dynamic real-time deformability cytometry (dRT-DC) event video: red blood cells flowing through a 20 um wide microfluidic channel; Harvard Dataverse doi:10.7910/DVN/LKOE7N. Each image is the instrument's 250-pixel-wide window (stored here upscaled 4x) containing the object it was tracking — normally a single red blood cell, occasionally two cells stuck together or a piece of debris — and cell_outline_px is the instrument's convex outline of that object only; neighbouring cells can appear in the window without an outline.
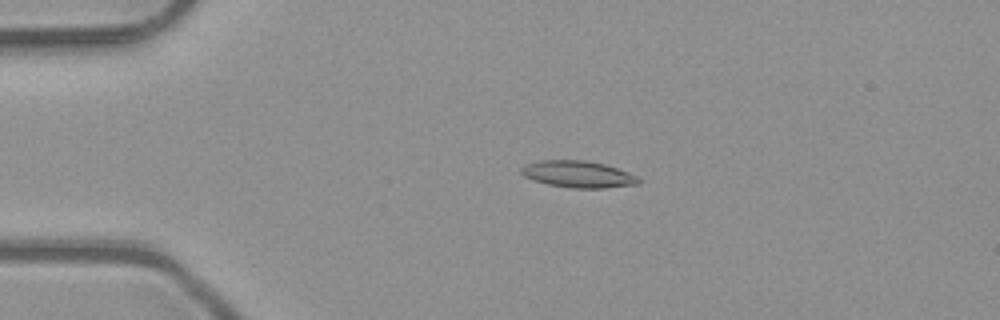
{"species": "common noctule bat (a hibernating species)", "species_latin": "Nyctalus noctula", "temperature_condition": "room temperature", "stored_images_in_passage": 4, "camera_frame_rate_fps": 3000, "um_per_image_px": 0.085, "animal": {"sex": "male", "body_mass_g": 23.1, "forearm_length_mm": 52.7}, "frame": {"image": 1, "passage_image": 3, "time_ms": 0.667, "image_size_px": [1000, 320], "cell_outline_px": [[640, 184], [604, 188], [572, 188], [548, 184], [532, 180], [524, 176], [520, 172], [520, 168], [524, 164], [540, 160], [584, 160], [604, 164], [628, 172], [636, 176], [640, 180]], "centroid_in_image_um": [49.1, 14.81], "position_along_channel_um": 35.9, "area_um2": 18.32}}